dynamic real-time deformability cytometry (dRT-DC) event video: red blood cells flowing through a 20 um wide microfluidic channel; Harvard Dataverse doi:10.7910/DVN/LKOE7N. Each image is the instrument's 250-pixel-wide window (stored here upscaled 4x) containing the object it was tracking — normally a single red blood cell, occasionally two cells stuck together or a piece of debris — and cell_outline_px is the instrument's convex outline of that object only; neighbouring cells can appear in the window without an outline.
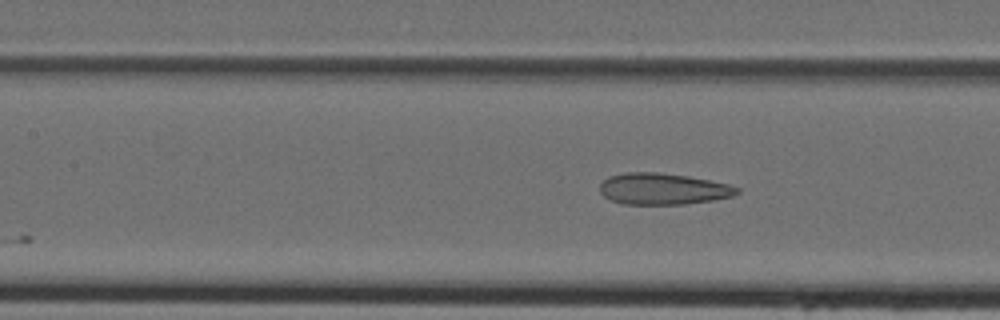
{"species": "Egyptian fruit bat (a non-hibernating species)", "species_latin": "Rousettus aegyptiacus", "temperature_condition": "cold", "stored_images_in_passage": 6, "camera_frame_rate_fps": 3000, "um_per_image_px": 0.085, "animal": {"sex": "female"}, "frame": {"image": 1, "passage_image": 6, "time_ms": 1.667, "image_size_px": [1000, 320], "cell_outline_px": [[740, 192], [732, 196], [712, 200], [684, 204], [620, 204], [604, 196], [600, 192], [600, 184], [608, 176], [624, 172], [656, 172], [688, 176], [728, 184], [740, 188]], "centroid_in_image_um": [56.33, 16.05], "position_along_channel_um": 151.1, "area_um2": 25.09}}